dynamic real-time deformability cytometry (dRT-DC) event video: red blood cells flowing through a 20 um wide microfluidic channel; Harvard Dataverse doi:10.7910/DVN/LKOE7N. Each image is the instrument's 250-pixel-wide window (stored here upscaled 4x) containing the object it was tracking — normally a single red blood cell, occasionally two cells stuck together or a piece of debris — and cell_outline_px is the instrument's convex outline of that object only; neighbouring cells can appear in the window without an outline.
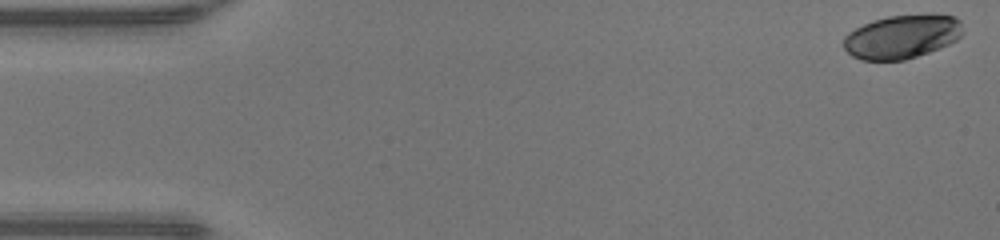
{"species": "human", "species_latin": "Homo sapiens", "temperature_condition": "warm", "stored_images_in_passage": 48, "camera_frame_rate_fps": 3000, "um_per_image_px": 0.085, "donor": {"sex": "male"}, "frame": {"image": 1, "passage_image": 1, "time_ms": 0.0, "image_size_px": [1000, 240], "cell_outline_px": [[964, 32], [956, 40], [940, 48], [904, 60], [860, 60], [852, 56], [844, 48], [844, 36], [848, 32], [864, 24], [888, 16], [928, 12], [932, 12], [956, 16], [960, 20]], "centroid_in_image_um": [76.72, 3.08], "position_along_channel_um": 8.3, "area_um2": 30.87}}
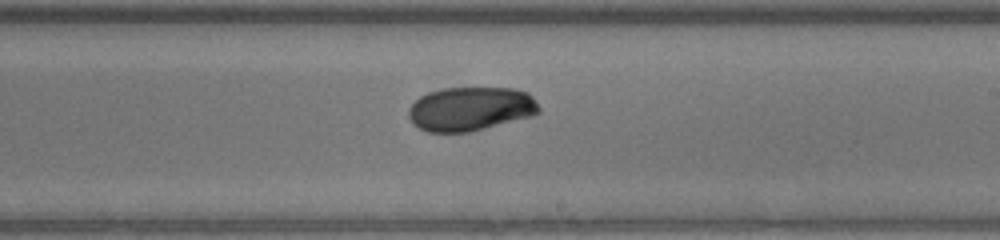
{"frame": {"image": 2, "passage_image": 28, "time_ms": 9.0, "image_size_px": [1000, 240], "cell_outline_px": [[540, 112], [532, 116], [468, 132], [428, 132], [412, 124], [408, 116], [408, 108], [420, 96], [428, 92], [444, 88], [516, 88], [528, 92], [532, 96], [540, 108]], "centroid_in_image_um": [39.98, 9.24], "position_along_channel_um": 249.0, "area_um2": 33.47}}
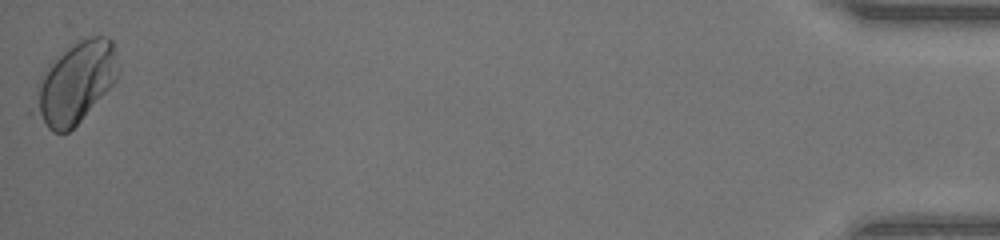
{"frame": {"image": 3, "passage_image": 48, "time_ms": 15.667, "image_size_px": [1000, 240], "cell_outline_px": [[116, 76], [112, 84], [80, 120], [68, 132], [52, 132], [28, 112], [36, 84], [44, 68], [56, 56], [76, 40], [88, 36], [108, 36], [112, 40]], "centroid_in_image_um": [6.25, 7.06], "position_along_channel_um": 428.9, "area_um2": 39.59}, "authors_computed_cell_mechanics": {"area_um2": 33.6107, "velocity_mm_per_s": 4.2751, "shape_relaxation_time_tau1_ms": 2.4747, "shape_relaxation_time_tau2_ms": null, "deformation_change_tau1": 0.0745, "deformation_change_tau2": null}}